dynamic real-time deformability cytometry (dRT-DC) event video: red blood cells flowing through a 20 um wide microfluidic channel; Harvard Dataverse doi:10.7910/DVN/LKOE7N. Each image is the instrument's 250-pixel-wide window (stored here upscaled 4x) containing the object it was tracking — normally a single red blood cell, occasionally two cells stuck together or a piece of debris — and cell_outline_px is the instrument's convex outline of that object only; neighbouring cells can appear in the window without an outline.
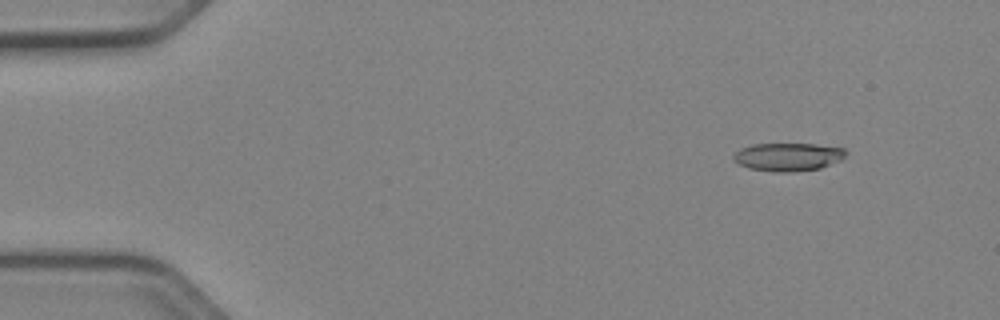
{"species": "Egyptian fruit bat (a non-hibernating species)", "species_latin": "Rousettus aegyptiacus", "temperature_condition": "cold", "stored_images_in_passage": 48, "camera_frame_rate_fps": 3000, "um_per_image_px": 0.085, "animal": {"sex": "female"}, "frame": {"image": 1, "passage_image": 2, "time_ms": 0.333, "image_size_px": [1000, 320], "cell_outline_px": [[848, 152], [840, 160], [820, 168], [792, 172], [772, 172], [748, 168], [732, 160], [732, 156], [740, 148], [752, 144], [816, 144], [844, 148]], "centroid_in_image_um": [66.96, 13.33], "position_along_channel_um": 18.0, "area_um2": 18.5}}
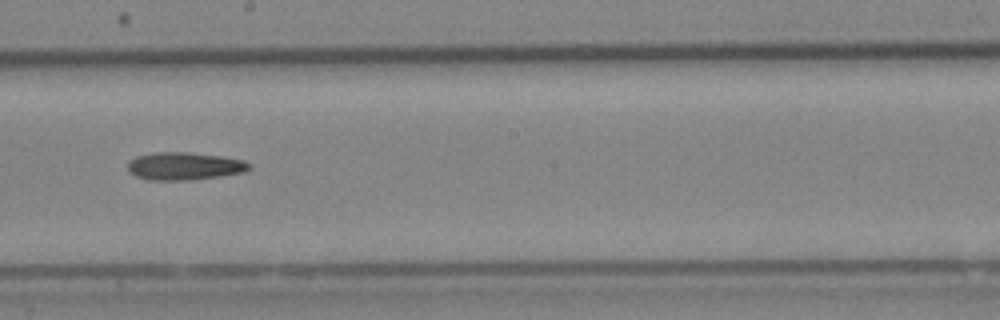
{"frame": {"image": 2, "passage_image": 26, "time_ms": 8.333, "image_size_px": [1000, 320], "cell_outline_px": [[252, 164], [244, 172], [220, 176], [192, 180], [148, 180], [136, 176], [128, 172], [128, 160], [136, 156], [156, 152], [184, 152], [220, 156], [244, 160]], "centroid_in_image_um": [15.63, 14.12], "position_along_channel_um": 232.6, "area_um2": 19.65}}
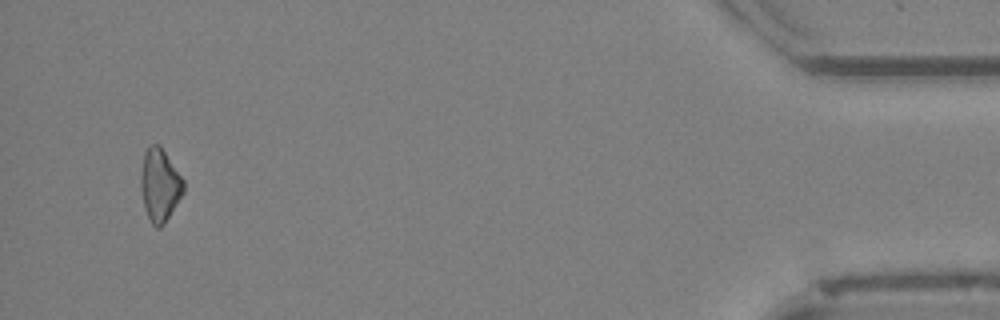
{"frame": {"image": 3, "passage_image": 46, "time_ms": 15.0, "image_size_px": [1000, 320], "cell_outline_px": [[184, 192], [164, 224], [160, 228], [156, 228], [152, 224], [144, 208], [140, 188], [140, 176], [144, 152], [152, 144], [160, 144], [184, 180]], "centroid_in_image_um": [13.57, 15.73], "position_along_channel_um": 421.6, "area_um2": 18.21}}